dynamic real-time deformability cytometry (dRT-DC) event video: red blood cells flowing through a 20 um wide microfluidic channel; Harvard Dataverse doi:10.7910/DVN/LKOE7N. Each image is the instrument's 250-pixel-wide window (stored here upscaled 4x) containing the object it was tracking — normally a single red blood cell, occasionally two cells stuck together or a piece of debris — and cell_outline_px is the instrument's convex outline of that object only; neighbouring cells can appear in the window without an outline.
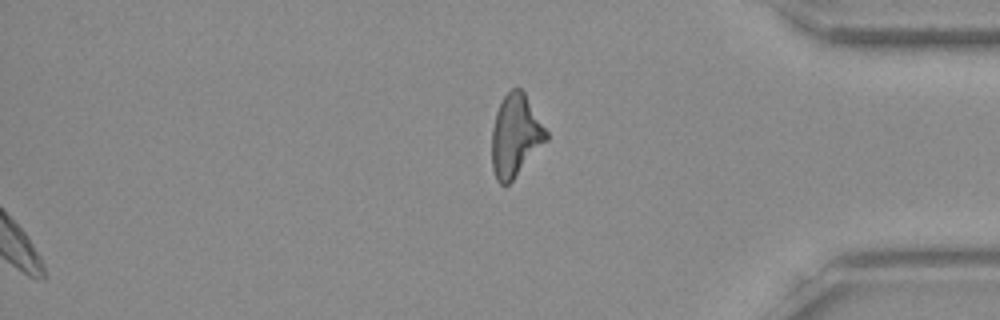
{"species": "Egyptian fruit bat (a non-hibernating species)", "species_latin": "Rousettus aegyptiacus", "temperature_condition": "room temperature", "stored_images_in_passage": 40, "camera_frame_rate_fps": 3000, "um_per_image_px": 0.085, "frame": {"image": 1, "passage_image": 40, "time_ms": 13.0, "image_size_px": [1000, 320], "cell_outline_px": [[548, 140], [512, 180], [508, 184], [500, 184], [496, 180], [492, 168], [492, 128], [496, 112], [504, 96], [512, 88], [520, 88], [524, 92], [548, 132]], "centroid_in_image_um": [43.81, 11.53], "position_along_channel_um": 391.4, "area_um2": 25.89}}